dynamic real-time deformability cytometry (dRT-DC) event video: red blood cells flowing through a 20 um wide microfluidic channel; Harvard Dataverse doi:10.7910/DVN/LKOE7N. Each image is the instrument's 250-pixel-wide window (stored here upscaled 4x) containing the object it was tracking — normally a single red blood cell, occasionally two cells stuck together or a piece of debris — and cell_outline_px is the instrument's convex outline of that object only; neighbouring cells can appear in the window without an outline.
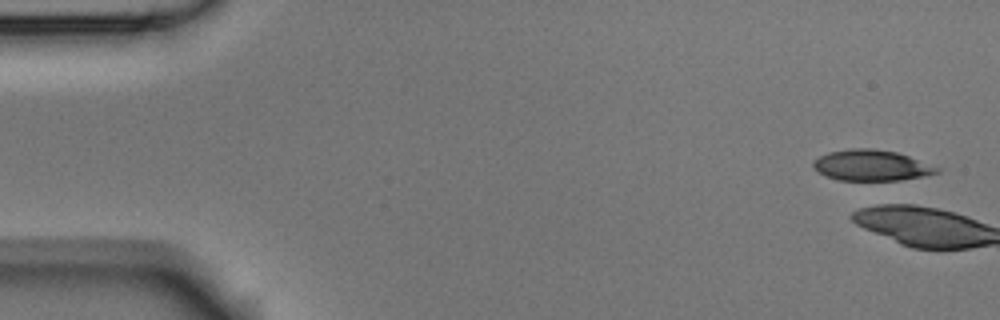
{"species": "Egyptian fruit bat (a non-hibernating species)", "species_latin": "Rousettus aegyptiacus", "temperature_condition": "room temperature", "stored_images_in_passage": 4, "camera_frame_rate_fps": 3000, "um_per_image_px": 0.085, "animal": {"sex": "male"}, "frame": {"image": 1, "passage_image": 1, "time_ms": 0.0, "image_size_px": [1000, 320], "cell_outline_px": [[940, 172], [900, 180], [840, 180], [828, 176], [820, 172], [812, 164], [812, 160], [828, 152], [848, 148], [872, 148], [896, 152], [908, 156], [940, 168]], "centroid_in_image_um": [74.05, 14.04], "position_along_channel_um": 11.0, "area_um2": 21.91}}